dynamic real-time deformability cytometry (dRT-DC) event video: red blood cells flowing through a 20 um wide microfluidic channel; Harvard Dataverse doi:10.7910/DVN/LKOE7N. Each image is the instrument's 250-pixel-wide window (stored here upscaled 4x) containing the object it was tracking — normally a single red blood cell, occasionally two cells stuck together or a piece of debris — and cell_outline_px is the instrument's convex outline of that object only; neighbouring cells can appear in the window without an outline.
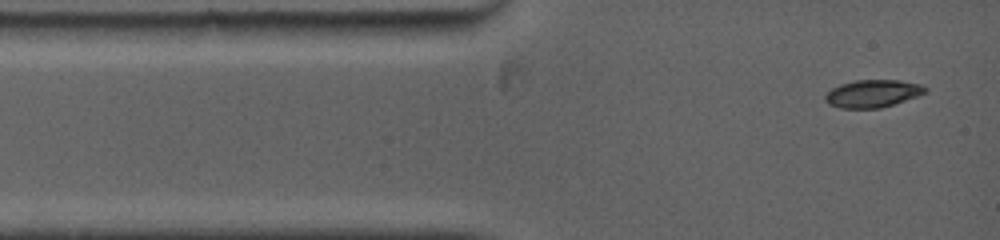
{"species": "common noctule bat (a hibernating species)", "species_latin": "Nyctalus noctula", "temperature_condition": "warm", "stored_images_in_passage": 30, "camera_frame_rate_fps": 5000, "um_per_image_px": 0.085, "animal": {"sex": "female", "body_mass_g": 19.0, "forearm_length_mm": 53.3}, "frame": {"image": 1, "passage_image": 1, "time_ms": 0.0, "image_size_px": [1000, 240], "cell_outline_px": [[928, 92], [880, 108], [840, 108], [828, 104], [824, 100], [824, 96], [832, 88], [840, 84], [856, 80], [900, 80], [920, 84], [928, 88]], "centroid_in_image_um": [74.16, 7.94], "position_along_channel_um": 10.8, "area_um2": 16.01}}
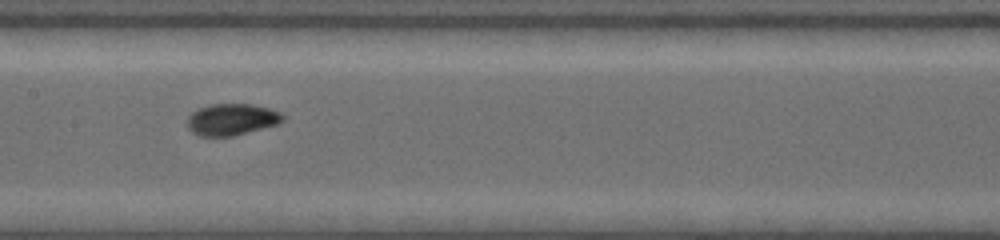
{"frame": {"image": 2, "passage_image": 13, "time_ms": 5.4, "image_size_px": [1000, 240], "cell_outline_px": [[284, 120], [276, 124], [232, 136], [200, 136], [192, 132], [188, 128], [188, 116], [196, 108], [208, 104], [252, 104], [268, 108], [280, 112], [284, 116]], "centroid_in_image_um": [19.65, 10.14], "position_along_channel_um": 187.7, "area_um2": 17.51}}
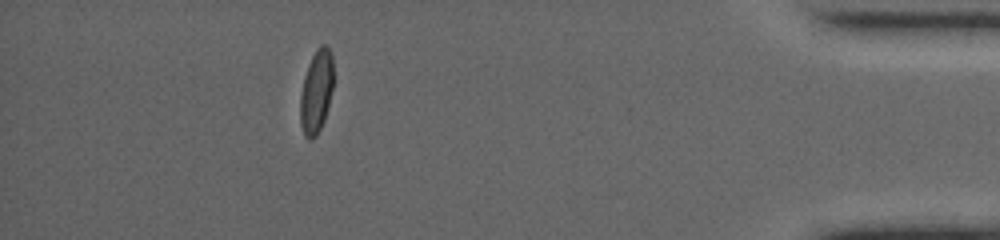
{"frame": {"image": 3, "passage_image": 26, "time_ms": 12.6, "image_size_px": [1000, 240], "cell_outline_px": [[332, 88], [324, 120], [316, 136], [312, 140], [308, 140], [304, 136], [300, 124], [300, 96], [304, 76], [308, 64], [316, 48], [320, 44], [324, 44], [332, 52]], "centroid_in_image_um": [26.86, 7.79], "position_along_channel_um": 408.3, "area_um2": 16.07}, "authors_computed_cell_mechanics": {"area_um2": 16.7909, "velocity_mm_per_s": 3.9584, "shape_relaxation_time_tau1_ms": 3.9088, "shape_relaxation_time_tau2_ms": null, "deformation_change_tau1": 0.1551, "deformation_change_tau2": null}}